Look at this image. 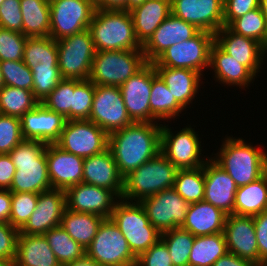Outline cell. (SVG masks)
Masks as SVG:
<instances>
[{
	"mask_svg": "<svg viewBox=\"0 0 267 266\" xmlns=\"http://www.w3.org/2000/svg\"><path fill=\"white\" fill-rule=\"evenodd\" d=\"M22 34L26 37L50 36V3L47 0H20Z\"/></svg>",
	"mask_w": 267,
	"mask_h": 266,
	"instance_id": "35",
	"label": "cell"
},
{
	"mask_svg": "<svg viewBox=\"0 0 267 266\" xmlns=\"http://www.w3.org/2000/svg\"><path fill=\"white\" fill-rule=\"evenodd\" d=\"M21 132L24 139L55 143L64 128L66 119L39 103L21 118Z\"/></svg>",
	"mask_w": 267,
	"mask_h": 266,
	"instance_id": "24",
	"label": "cell"
},
{
	"mask_svg": "<svg viewBox=\"0 0 267 266\" xmlns=\"http://www.w3.org/2000/svg\"><path fill=\"white\" fill-rule=\"evenodd\" d=\"M83 183L112 190L121 199L124 177L119 173L109 148L84 159Z\"/></svg>",
	"mask_w": 267,
	"mask_h": 266,
	"instance_id": "26",
	"label": "cell"
},
{
	"mask_svg": "<svg viewBox=\"0 0 267 266\" xmlns=\"http://www.w3.org/2000/svg\"><path fill=\"white\" fill-rule=\"evenodd\" d=\"M171 14L215 34L224 26V0H171Z\"/></svg>",
	"mask_w": 267,
	"mask_h": 266,
	"instance_id": "16",
	"label": "cell"
},
{
	"mask_svg": "<svg viewBox=\"0 0 267 266\" xmlns=\"http://www.w3.org/2000/svg\"><path fill=\"white\" fill-rule=\"evenodd\" d=\"M63 79L89 80L96 53L89 29L56 41Z\"/></svg>",
	"mask_w": 267,
	"mask_h": 266,
	"instance_id": "9",
	"label": "cell"
},
{
	"mask_svg": "<svg viewBox=\"0 0 267 266\" xmlns=\"http://www.w3.org/2000/svg\"><path fill=\"white\" fill-rule=\"evenodd\" d=\"M214 71V78L219 84L224 86H236L241 89L249 87L255 77L244 65L224 52L215 42L210 49V66Z\"/></svg>",
	"mask_w": 267,
	"mask_h": 266,
	"instance_id": "28",
	"label": "cell"
},
{
	"mask_svg": "<svg viewBox=\"0 0 267 266\" xmlns=\"http://www.w3.org/2000/svg\"><path fill=\"white\" fill-rule=\"evenodd\" d=\"M95 85L90 80L74 79L71 120H88L93 103Z\"/></svg>",
	"mask_w": 267,
	"mask_h": 266,
	"instance_id": "44",
	"label": "cell"
},
{
	"mask_svg": "<svg viewBox=\"0 0 267 266\" xmlns=\"http://www.w3.org/2000/svg\"><path fill=\"white\" fill-rule=\"evenodd\" d=\"M4 78L1 70V62H0V89L4 86Z\"/></svg>",
	"mask_w": 267,
	"mask_h": 266,
	"instance_id": "62",
	"label": "cell"
},
{
	"mask_svg": "<svg viewBox=\"0 0 267 266\" xmlns=\"http://www.w3.org/2000/svg\"><path fill=\"white\" fill-rule=\"evenodd\" d=\"M178 168L161 152L124 177L121 199L141 202L158 192L174 188Z\"/></svg>",
	"mask_w": 267,
	"mask_h": 266,
	"instance_id": "5",
	"label": "cell"
},
{
	"mask_svg": "<svg viewBox=\"0 0 267 266\" xmlns=\"http://www.w3.org/2000/svg\"><path fill=\"white\" fill-rule=\"evenodd\" d=\"M126 0H94L95 9L124 10Z\"/></svg>",
	"mask_w": 267,
	"mask_h": 266,
	"instance_id": "58",
	"label": "cell"
},
{
	"mask_svg": "<svg viewBox=\"0 0 267 266\" xmlns=\"http://www.w3.org/2000/svg\"><path fill=\"white\" fill-rule=\"evenodd\" d=\"M135 266H173L166 244L159 239L137 257Z\"/></svg>",
	"mask_w": 267,
	"mask_h": 266,
	"instance_id": "52",
	"label": "cell"
},
{
	"mask_svg": "<svg viewBox=\"0 0 267 266\" xmlns=\"http://www.w3.org/2000/svg\"><path fill=\"white\" fill-rule=\"evenodd\" d=\"M64 266H101V265L97 264L94 260L85 256L84 258L80 260H76Z\"/></svg>",
	"mask_w": 267,
	"mask_h": 266,
	"instance_id": "59",
	"label": "cell"
},
{
	"mask_svg": "<svg viewBox=\"0 0 267 266\" xmlns=\"http://www.w3.org/2000/svg\"><path fill=\"white\" fill-rule=\"evenodd\" d=\"M45 154L52 188L66 190L83 182V158L61 149L55 143L47 144Z\"/></svg>",
	"mask_w": 267,
	"mask_h": 266,
	"instance_id": "22",
	"label": "cell"
},
{
	"mask_svg": "<svg viewBox=\"0 0 267 266\" xmlns=\"http://www.w3.org/2000/svg\"><path fill=\"white\" fill-rule=\"evenodd\" d=\"M12 266H60L44 235L20 234Z\"/></svg>",
	"mask_w": 267,
	"mask_h": 266,
	"instance_id": "31",
	"label": "cell"
},
{
	"mask_svg": "<svg viewBox=\"0 0 267 266\" xmlns=\"http://www.w3.org/2000/svg\"><path fill=\"white\" fill-rule=\"evenodd\" d=\"M37 200V193L12 192L9 224L20 230L37 207Z\"/></svg>",
	"mask_w": 267,
	"mask_h": 266,
	"instance_id": "46",
	"label": "cell"
},
{
	"mask_svg": "<svg viewBox=\"0 0 267 266\" xmlns=\"http://www.w3.org/2000/svg\"><path fill=\"white\" fill-rule=\"evenodd\" d=\"M50 37L58 41L88 29L95 12L94 0H52Z\"/></svg>",
	"mask_w": 267,
	"mask_h": 266,
	"instance_id": "13",
	"label": "cell"
},
{
	"mask_svg": "<svg viewBox=\"0 0 267 266\" xmlns=\"http://www.w3.org/2000/svg\"><path fill=\"white\" fill-rule=\"evenodd\" d=\"M0 266H11V265L6 262L0 261Z\"/></svg>",
	"mask_w": 267,
	"mask_h": 266,
	"instance_id": "63",
	"label": "cell"
},
{
	"mask_svg": "<svg viewBox=\"0 0 267 266\" xmlns=\"http://www.w3.org/2000/svg\"><path fill=\"white\" fill-rule=\"evenodd\" d=\"M119 88L131 120L133 122H152V113L150 112L152 63L148 62Z\"/></svg>",
	"mask_w": 267,
	"mask_h": 266,
	"instance_id": "20",
	"label": "cell"
},
{
	"mask_svg": "<svg viewBox=\"0 0 267 266\" xmlns=\"http://www.w3.org/2000/svg\"><path fill=\"white\" fill-rule=\"evenodd\" d=\"M20 0H4L0 5V27L22 33Z\"/></svg>",
	"mask_w": 267,
	"mask_h": 266,
	"instance_id": "51",
	"label": "cell"
},
{
	"mask_svg": "<svg viewBox=\"0 0 267 266\" xmlns=\"http://www.w3.org/2000/svg\"><path fill=\"white\" fill-rule=\"evenodd\" d=\"M259 8L267 21V0H260Z\"/></svg>",
	"mask_w": 267,
	"mask_h": 266,
	"instance_id": "61",
	"label": "cell"
},
{
	"mask_svg": "<svg viewBox=\"0 0 267 266\" xmlns=\"http://www.w3.org/2000/svg\"><path fill=\"white\" fill-rule=\"evenodd\" d=\"M214 34L200 31L193 38L172 45L161 53L152 63L154 66L187 68L204 74L210 66V49Z\"/></svg>",
	"mask_w": 267,
	"mask_h": 266,
	"instance_id": "11",
	"label": "cell"
},
{
	"mask_svg": "<svg viewBox=\"0 0 267 266\" xmlns=\"http://www.w3.org/2000/svg\"><path fill=\"white\" fill-rule=\"evenodd\" d=\"M39 103L30 90L6 85L0 89V114L21 118Z\"/></svg>",
	"mask_w": 267,
	"mask_h": 266,
	"instance_id": "38",
	"label": "cell"
},
{
	"mask_svg": "<svg viewBox=\"0 0 267 266\" xmlns=\"http://www.w3.org/2000/svg\"><path fill=\"white\" fill-rule=\"evenodd\" d=\"M65 209V190L51 188L39 193L37 207L26 224L19 230L20 234L44 235L51 228L61 225Z\"/></svg>",
	"mask_w": 267,
	"mask_h": 266,
	"instance_id": "19",
	"label": "cell"
},
{
	"mask_svg": "<svg viewBox=\"0 0 267 266\" xmlns=\"http://www.w3.org/2000/svg\"><path fill=\"white\" fill-rule=\"evenodd\" d=\"M88 29L95 51L142 50L130 11L95 9Z\"/></svg>",
	"mask_w": 267,
	"mask_h": 266,
	"instance_id": "4",
	"label": "cell"
},
{
	"mask_svg": "<svg viewBox=\"0 0 267 266\" xmlns=\"http://www.w3.org/2000/svg\"><path fill=\"white\" fill-rule=\"evenodd\" d=\"M258 266H267V261H263L260 265Z\"/></svg>",
	"mask_w": 267,
	"mask_h": 266,
	"instance_id": "64",
	"label": "cell"
},
{
	"mask_svg": "<svg viewBox=\"0 0 267 266\" xmlns=\"http://www.w3.org/2000/svg\"><path fill=\"white\" fill-rule=\"evenodd\" d=\"M26 39L21 32L0 27V62L22 60Z\"/></svg>",
	"mask_w": 267,
	"mask_h": 266,
	"instance_id": "48",
	"label": "cell"
},
{
	"mask_svg": "<svg viewBox=\"0 0 267 266\" xmlns=\"http://www.w3.org/2000/svg\"><path fill=\"white\" fill-rule=\"evenodd\" d=\"M228 252L223 232L197 236L189 255V266H212Z\"/></svg>",
	"mask_w": 267,
	"mask_h": 266,
	"instance_id": "36",
	"label": "cell"
},
{
	"mask_svg": "<svg viewBox=\"0 0 267 266\" xmlns=\"http://www.w3.org/2000/svg\"><path fill=\"white\" fill-rule=\"evenodd\" d=\"M56 40L50 36L27 37L22 61L31 70L38 64H58Z\"/></svg>",
	"mask_w": 267,
	"mask_h": 266,
	"instance_id": "39",
	"label": "cell"
},
{
	"mask_svg": "<svg viewBox=\"0 0 267 266\" xmlns=\"http://www.w3.org/2000/svg\"><path fill=\"white\" fill-rule=\"evenodd\" d=\"M227 214L221 209L202 200L190 203L183 230L189 231L195 237L222 233Z\"/></svg>",
	"mask_w": 267,
	"mask_h": 266,
	"instance_id": "29",
	"label": "cell"
},
{
	"mask_svg": "<svg viewBox=\"0 0 267 266\" xmlns=\"http://www.w3.org/2000/svg\"><path fill=\"white\" fill-rule=\"evenodd\" d=\"M214 42L255 77L259 76L267 56V49L261 43L233 32L228 26H223L214 34Z\"/></svg>",
	"mask_w": 267,
	"mask_h": 266,
	"instance_id": "18",
	"label": "cell"
},
{
	"mask_svg": "<svg viewBox=\"0 0 267 266\" xmlns=\"http://www.w3.org/2000/svg\"><path fill=\"white\" fill-rule=\"evenodd\" d=\"M104 219L105 218L97 214L75 212L65 209L61 220V226L73 240L86 250L91 245Z\"/></svg>",
	"mask_w": 267,
	"mask_h": 266,
	"instance_id": "34",
	"label": "cell"
},
{
	"mask_svg": "<svg viewBox=\"0 0 267 266\" xmlns=\"http://www.w3.org/2000/svg\"><path fill=\"white\" fill-rule=\"evenodd\" d=\"M19 229L9 223H0V261L12 266L17 250Z\"/></svg>",
	"mask_w": 267,
	"mask_h": 266,
	"instance_id": "50",
	"label": "cell"
},
{
	"mask_svg": "<svg viewBox=\"0 0 267 266\" xmlns=\"http://www.w3.org/2000/svg\"><path fill=\"white\" fill-rule=\"evenodd\" d=\"M61 149L83 159L108 149L109 135L89 120H66L59 139Z\"/></svg>",
	"mask_w": 267,
	"mask_h": 266,
	"instance_id": "12",
	"label": "cell"
},
{
	"mask_svg": "<svg viewBox=\"0 0 267 266\" xmlns=\"http://www.w3.org/2000/svg\"><path fill=\"white\" fill-rule=\"evenodd\" d=\"M219 151L210 158L231 176L237 187L252 183L267 172V151L241 138H223Z\"/></svg>",
	"mask_w": 267,
	"mask_h": 266,
	"instance_id": "2",
	"label": "cell"
},
{
	"mask_svg": "<svg viewBox=\"0 0 267 266\" xmlns=\"http://www.w3.org/2000/svg\"><path fill=\"white\" fill-rule=\"evenodd\" d=\"M65 193L66 209L97 214L105 219L110 218L120 200L112 190L83 182L68 187Z\"/></svg>",
	"mask_w": 267,
	"mask_h": 266,
	"instance_id": "17",
	"label": "cell"
},
{
	"mask_svg": "<svg viewBox=\"0 0 267 266\" xmlns=\"http://www.w3.org/2000/svg\"><path fill=\"white\" fill-rule=\"evenodd\" d=\"M23 139L20 118L0 114V154H9Z\"/></svg>",
	"mask_w": 267,
	"mask_h": 266,
	"instance_id": "49",
	"label": "cell"
},
{
	"mask_svg": "<svg viewBox=\"0 0 267 266\" xmlns=\"http://www.w3.org/2000/svg\"><path fill=\"white\" fill-rule=\"evenodd\" d=\"M12 192L0 189V223H9L11 213Z\"/></svg>",
	"mask_w": 267,
	"mask_h": 266,
	"instance_id": "56",
	"label": "cell"
},
{
	"mask_svg": "<svg viewBox=\"0 0 267 266\" xmlns=\"http://www.w3.org/2000/svg\"><path fill=\"white\" fill-rule=\"evenodd\" d=\"M267 210V172L258 180L237 187L234 214L256 216Z\"/></svg>",
	"mask_w": 267,
	"mask_h": 266,
	"instance_id": "33",
	"label": "cell"
},
{
	"mask_svg": "<svg viewBox=\"0 0 267 266\" xmlns=\"http://www.w3.org/2000/svg\"><path fill=\"white\" fill-rule=\"evenodd\" d=\"M88 120L102 128L108 135L133 123L127 113L119 87L95 85Z\"/></svg>",
	"mask_w": 267,
	"mask_h": 266,
	"instance_id": "14",
	"label": "cell"
},
{
	"mask_svg": "<svg viewBox=\"0 0 267 266\" xmlns=\"http://www.w3.org/2000/svg\"><path fill=\"white\" fill-rule=\"evenodd\" d=\"M157 74L165 82L176 101L184 108H190L200 89L203 78L201 73L187 68L154 66ZM202 84H201V83ZM188 106V107H187Z\"/></svg>",
	"mask_w": 267,
	"mask_h": 266,
	"instance_id": "27",
	"label": "cell"
},
{
	"mask_svg": "<svg viewBox=\"0 0 267 266\" xmlns=\"http://www.w3.org/2000/svg\"><path fill=\"white\" fill-rule=\"evenodd\" d=\"M163 124L160 152L178 169H194L204 166L210 157L205 158L202 154V138L195 131V127L192 128L188 124L182 129L179 128L180 131H175L177 132L175 133L165 121Z\"/></svg>",
	"mask_w": 267,
	"mask_h": 266,
	"instance_id": "8",
	"label": "cell"
},
{
	"mask_svg": "<svg viewBox=\"0 0 267 266\" xmlns=\"http://www.w3.org/2000/svg\"><path fill=\"white\" fill-rule=\"evenodd\" d=\"M228 27L239 35L256 40L267 49V21L260 8L235 19Z\"/></svg>",
	"mask_w": 267,
	"mask_h": 266,
	"instance_id": "42",
	"label": "cell"
},
{
	"mask_svg": "<svg viewBox=\"0 0 267 266\" xmlns=\"http://www.w3.org/2000/svg\"><path fill=\"white\" fill-rule=\"evenodd\" d=\"M184 110L169 91L165 82L157 74L152 63V88L150 96L152 123H159L160 120H175L177 116H180L179 113L181 114Z\"/></svg>",
	"mask_w": 267,
	"mask_h": 266,
	"instance_id": "32",
	"label": "cell"
},
{
	"mask_svg": "<svg viewBox=\"0 0 267 266\" xmlns=\"http://www.w3.org/2000/svg\"><path fill=\"white\" fill-rule=\"evenodd\" d=\"M147 63L142 50L96 51L89 80L94 85L120 87Z\"/></svg>",
	"mask_w": 267,
	"mask_h": 266,
	"instance_id": "7",
	"label": "cell"
},
{
	"mask_svg": "<svg viewBox=\"0 0 267 266\" xmlns=\"http://www.w3.org/2000/svg\"><path fill=\"white\" fill-rule=\"evenodd\" d=\"M16 168L9 154H0V189H10Z\"/></svg>",
	"mask_w": 267,
	"mask_h": 266,
	"instance_id": "55",
	"label": "cell"
},
{
	"mask_svg": "<svg viewBox=\"0 0 267 266\" xmlns=\"http://www.w3.org/2000/svg\"><path fill=\"white\" fill-rule=\"evenodd\" d=\"M146 0H126L124 5L125 11H131L133 8L142 5Z\"/></svg>",
	"mask_w": 267,
	"mask_h": 266,
	"instance_id": "60",
	"label": "cell"
},
{
	"mask_svg": "<svg viewBox=\"0 0 267 266\" xmlns=\"http://www.w3.org/2000/svg\"><path fill=\"white\" fill-rule=\"evenodd\" d=\"M161 126L160 123L133 122L109 134L108 148L123 177L160 152Z\"/></svg>",
	"mask_w": 267,
	"mask_h": 266,
	"instance_id": "1",
	"label": "cell"
},
{
	"mask_svg": "<svg viewBox=\"0 0 267 266\" xmlns=\"http://www.w3.org/2000/svg\"><path fill=\"white\" fill-rule=\"evenodd\" d=\"M259 252V265L267 261V210L253 216Z\"/></svg>",
	"mask_w": 267,
	"mask_h": 266,
	"instance_id": "54",
	"label": "cell"
},
{
	"mask_svg": "<svg viewBox=\"0 0 267 266\" xmlns=\"http://www.w3.org/2000/svg\"><path fill=\"white\" fill-rule=\"evenodd\" d=\"M1 70L6 86L33 91V73L22 61H3Z\"/></svg>",
	"mask_w": 267,
	"mask_h": 266,
	"instance_id": "47",
	"label": "cell"
},
{
	"mask_svg": "<svg viewBox=\"0 0 267 266\" xmlns=\"http://www.w3.org/2000/svg\"><path fill=\"white\" fill-rule=\"evenodd\" d=\"M44 236L61 266L86 256V250L73 240L61 225L51 228Z\"/></svg>",
	"mask_w": 267,
	"mask_h": 266,
	"instance_id": "37",
	"label": "cell"
},
{
	"mask_svg": "<svg viewBox=\"0 0 267 266\" xmlns=\"http://www.w3.org/2000/svg\"><path fill=\"white\" fill-rule=\"evenodd\" d=\"M33 73V96L41 103L63 79L58 64H38Z\"/></svg>",
	"mask_w": 267,
	"mask_h": 266,
	"instance_id": "43",
	"label": "cell"
},
{
	"mask_svg": "<svg viewBox=\"0 0 267 266\" xmlns=\"http://www.w3.org/2000/svg\"><path fill=\"white\" fill-rule=\"evenodd\" d=\"M149 222L162 234L180 228L186 220L190 203L185 201L174 188L166 189L143 199Z\"/></svg>",
	"mask_w": 267,
	"mask_h": 266,
	"instance_id": "15",
	"label": "cell"
},
{
	"mask_svg": "<svg viewBox=\"0 0 267 266\" xmlns=\"http://www.w3.org/2000/svg\"><path fill=\"white\" fill-rule=\"evenodd\" d=\"M74 79H62L57 87L41 102L47 109L71 120Z\"/></svg>",
	"mask_w": 267,
	"mask_h": 266,
	"instance_id": "45",
	"label": "cell"
},
{
	"mask_svg": "<svg viewBox=\"0 0 267 266\" xmlns=\"http://www.w3.org/2000/svg\"><path fill=\"white\" fill-rule=\"evenodd\" d=\"M199 32L193 24L170 14L142 46L146 61L152 63L167 48L189 40Z\"/></svg>",
	"mask_w": 267,
	"mask_h": 266,
	"instance_id": "23",
	"label": "cell"
},
{
	"mask_svg": "<svg viewBox=\"0 0 267 266\" xmlns=\"http://www.w3.org/2000/svg\"><path fill=\"white\" fill-rule=\"evenodd\" d=\"M174 189L187 202L195 203L204 199V166L194 169H178Z\"/></svg>",
	"mask_w": 267,
	"mask_h": 266,
	"instance_id": "40",
	"label": "cell"
},
{
	"mask_svg": "<svg viewBox=\"0 0 267 266\" xmlns=\"http://www.w3.org/2000/svg\"><path fill=\"white\" fill-rule=\"evenodd\" d=\"M223 234L229 253L259 265V252L253 217L227 215Z\"/></svg>",
	"mask_w": 267,
	"mask_h": 266,
	"instance_id": "21",
	"label": "cell"
},
{
	"mask_svg": "<svg viewBox=\"0 0 267 266\" xmlns=\"http://www.w3.org/2000/svg\"><path fill=\"white\" fill-rule=\"evenodd\" d=\"M86 256L101 266H135L137 261L126 238L110 218L100 224Z\"/></svg>",
	"mask_w": 267,
	"mask_h": 266,
	"instance_id": "10",
	"label": "cell"
},
{
	"mask_svg": "<svg viewBox=\"0 0 267 266\" xmlns=\"http://www.w3.org/2000/svg\"><path fill=\"white\" fill-rule=\"evenodd\" d=\"M160 239L168 248L173 266H188L189 255L195 239L192 233L180 227L162 233Z\"/></svg>",
	"mask_w": 267,
	"mask_h": 266,
	"instance_id": "41",
	"label": "cell"
},
{
	"mask_svg": "<svg viewBox=\"0 0 267 266\" xmlns=\"http://www.w3.org/2000/svg\"><path fill=\"white\" fill-rule=\"evenodd\" d=\"M259 3L260 0H224V26H229L235 19L259 8Z\"/></svg>",
	"mask_w": 267,
	"mask_h": 266,
	"instance_id": "53",
	"label": "cell"
},
{
	"mask_svg": "<svg viewBox=\"0 0 267 266\" xmlns=\"http://www.w3.org/2000/svg\"><path fill=\"white\" fill-rule=\"evenodd\" d=\"M137 40L143 46L171 14V0H146L130 11Z\"/></svg>",
	"mask_w": 267,
	"mask_h": 266,
	"instance_id": "30",
	"label": "cell"
},
{
	"mask_svg": "<svg viewBox=\"0 0 267 266\" xmlns=\"http://www.w3.org/2000/svg\"><path fill=\"white\" fill-rule=\"evenodd\" d=\"M47 143L23 139L10 153L16 168L11 192L41 193L52 188L46 159Z\"/></svg>",
	"mask_w": 267,
	"mask_h": 266,
	"instance_id": "3",
	"label": "cell"
},
{
	"mask_svg": "<svg viewBox=\"0 0 267 266\" xmlns=\"http://www.w3.org/2000/svg\"><path fill=\"white\" fill-rule=\"evenodd\" d=\"M212 266H256L251 261L227 252L224 256L214 262Z\"/></svg>",
	"mask_w": 267,
	"mask_h": 266,
	"instance_id": "57",
	"label": "cell"
},
{
	"mask_svg": "<svg viewBox=\"0 0 267 266\" xmlns=\"http://www.w3.org/2000/svg\"><path fill=\"white\" fill-rule=\"evenodd\" d=\"M204 201L221 209L225 214H234L237 186L226 171L211 158L204 164Z\"/></svg>",
	"mask_w": 267,
	"mask_h": 266,
	"instance_id": "25",
	"label": "cell"
},
{
	"mask_svg": "<svg viewBox=\"0 0 267 266\" xmlns=\"http://www.w3.org/2000/svg\"><path fill=\"white\" fill-rule=\"evenodd\" d=\"M110 219L122 232L136 257L147 251L161 237V233L149 222L140 202L120 199Z\"/></svg>",
	"mask_w": 267,
	"mask_h": 266,
	"instance_id": "6",
	"label": "cell"
}]
</instances>
